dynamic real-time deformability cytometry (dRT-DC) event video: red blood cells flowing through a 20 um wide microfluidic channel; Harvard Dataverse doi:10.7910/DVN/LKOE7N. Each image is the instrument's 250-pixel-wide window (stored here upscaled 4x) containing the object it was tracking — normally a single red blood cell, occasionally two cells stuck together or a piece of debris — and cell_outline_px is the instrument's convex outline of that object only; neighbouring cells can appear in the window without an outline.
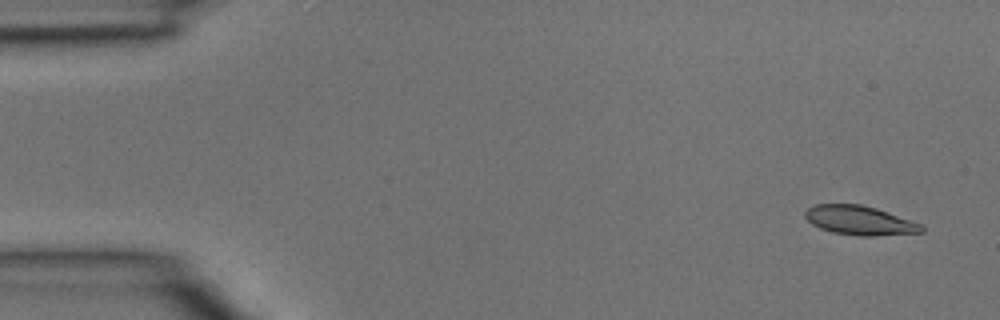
{"species": "common noctule bat (a hibernating species)", "species_latin": "Nyctalus noctula", "temperature_condition": "room temperature", "stored_images_in_passage": 5, "camera_frame_rate_fps": 3000, "um_per_image_px": 0.085, "animal": {"sex": "male", "body_mass_g": 15.6}, "frame": {"image": 1, "passage_image": 1, "time_ms": 0.0, "image_size_px": [1000, 320], "cell_outline_px": [[924, 232], [876, 236], [860, 236], [832, 232], [820, 228], [812, 224], [804, 216], [804, 212], [808, 208], [816, 204], [860, 204], [876, 208], [924, 224]], "centroid_in_image_um": [73.11, 18.74], "position_along_channel_um": 11.9, "area_um2": 19.94}}
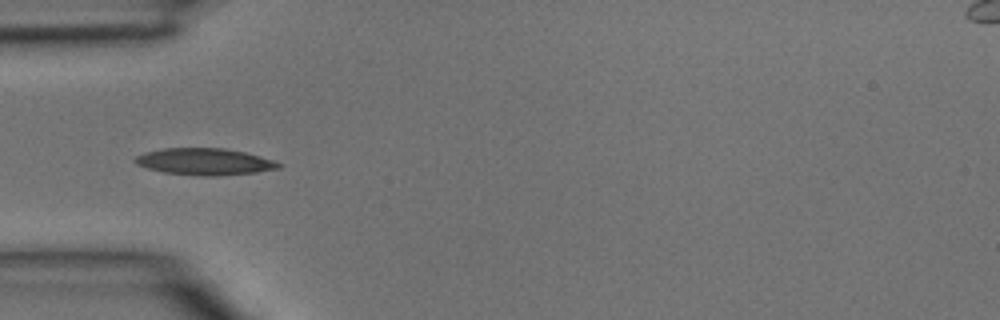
{"frame": {"image": 2, "passage_image": 4, "time_ms": 1.0, "image_size_px": [1000, 320], "cell_outline_px": [[284, 164], [280, 168], [256, 172], [216, 176], [204, 176], [164, 172], [148, 168], [136, 164], [132, 160], [136, 156], [144, 152], [164, 148], [224, 148], [244, 152], [260, 156]], "centroid_in_image_um": [17.39, 13.73], "position_along_channel_um": 67.6, "area_um2": 22.31}}